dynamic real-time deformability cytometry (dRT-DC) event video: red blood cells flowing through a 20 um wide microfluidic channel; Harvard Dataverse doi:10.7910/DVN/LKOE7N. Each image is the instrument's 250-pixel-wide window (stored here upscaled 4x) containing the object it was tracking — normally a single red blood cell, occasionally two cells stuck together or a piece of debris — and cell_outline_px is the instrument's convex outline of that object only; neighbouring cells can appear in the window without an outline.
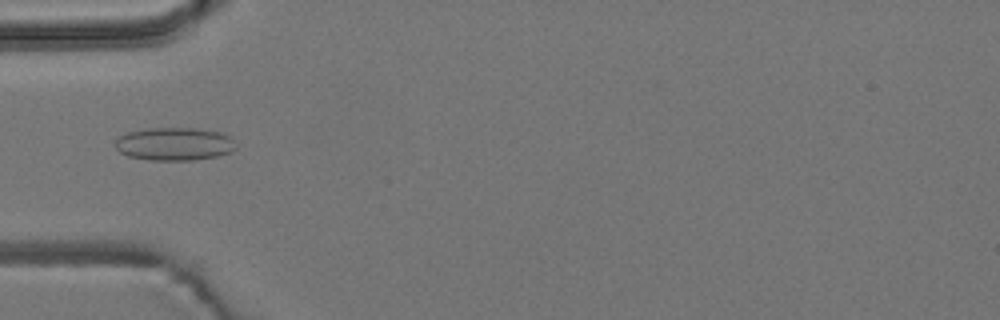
{"species": "common noctule bat (a hibernating species)", "species_latin": "Nyctalus noctula", "temperature_condition": "room temperature", "stored_images_in_passage": 6, "camera_frame_rate_fps": 3000, "um_per_image_px": 0.085, "animal": {"sex": "male", "body_mass_g": 19.2, "forearm_length_mm": 51.8}, "frame": {"image": 1, "passage_image": 6, "time_ms": 5.667, "image_size_px": [1000, 320], "cell_outline_px": [[236, 148], [232, 152], [216, 156], [192, 160], [148, 160], [128, 156], [120, 152], [112, 144], [120, 136], [128, 132], [148, 128], [196, 128], [220, 132], [232, 136], [236, 144]], "centroid_in_image_um": [14.84, 12.23], "position_along_channel_um": 70.2, "area_um2": 23.47}}